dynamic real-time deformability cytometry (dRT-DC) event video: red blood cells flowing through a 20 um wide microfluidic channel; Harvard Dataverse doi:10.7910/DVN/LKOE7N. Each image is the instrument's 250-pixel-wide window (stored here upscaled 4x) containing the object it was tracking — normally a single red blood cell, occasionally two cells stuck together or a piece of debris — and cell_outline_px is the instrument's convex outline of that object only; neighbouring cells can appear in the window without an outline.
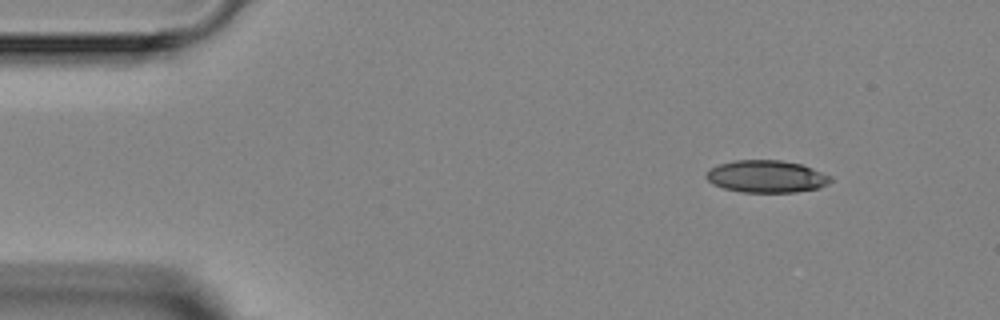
{"species": "Egyptian fruit bat (a non-hibernating species)", "species_latin": "Rousettus aegyptiacus", "temperature_condition": "room temperature", "stored_images_in_passage": 6, "camera_frame_rate_fps": 3000, "um_per_image_px": 0.085, "animal": {"sex": "female"}, "frame": {"image": 1, "passage_image": 1, "time_ms": 0.0, "image_size_px": [1000, 320], "cell_outline_px": [[832, 180], [828, 184], [820, 188], [796, 192], [740, 192], [724, 188], [712, 184], [704, 176], [712, 168], [720, 164], [736, 160], [780, 160], [800, 164], [812, 168], [832, 176]], "centroid_in_image_um": [65.18, 15.01], "position_along_channel_um": 19.8, "area_um2": 23.35}}
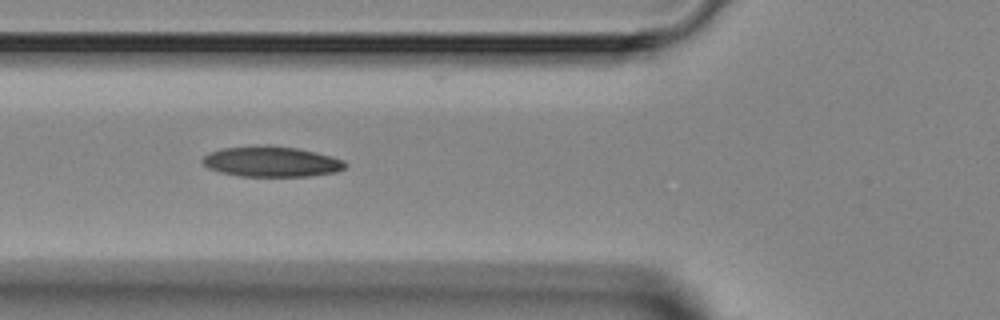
{"frame": {"image": 2, "passage_image": 4, "time_ms": 4.0, "image_size_px": [1000, 320], "cell_outline_px": [[348, 164], [344, 168], [336, 172], [308, 176], [240, 176], [220, 172], [208, 168], [200, 160], [204, 156], [212, 152], [224, 148], [268, 144], [296, 148], [316, 152], [344, 160]], "centroid_in_image_um": [23.08, 13.73], "position_along_channel_um": 102.7, "area_um2": 25.32}}
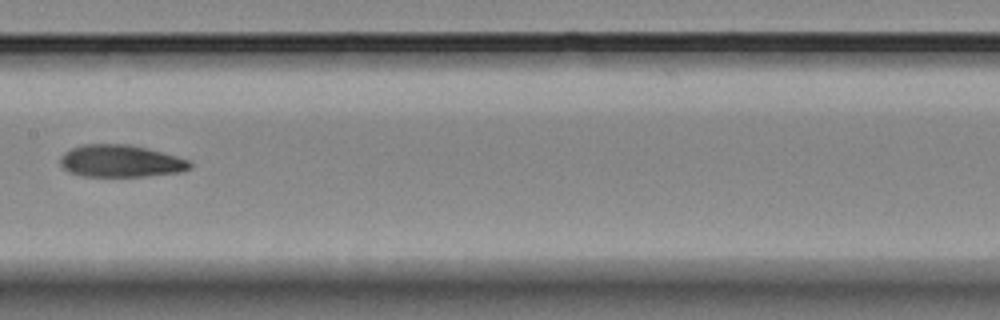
{"frame": {"image": 3, "passage_image": 6, "time_ms": 6.333, "image_size_px": [1000, 320], "cell_outline_px": [[192, 168], [180, 172], [144, 176], [84, 176], [68, 172], [60, 164], [60, 156], [64, 152], [72, 148], [84, 144], [128, 144], [148, 148], [164, 152], [192, 160]], "centroid_in_image_um": [10.29, 13.68], "position_along_channel_um": 197.1, "area_um2": 24.57}}